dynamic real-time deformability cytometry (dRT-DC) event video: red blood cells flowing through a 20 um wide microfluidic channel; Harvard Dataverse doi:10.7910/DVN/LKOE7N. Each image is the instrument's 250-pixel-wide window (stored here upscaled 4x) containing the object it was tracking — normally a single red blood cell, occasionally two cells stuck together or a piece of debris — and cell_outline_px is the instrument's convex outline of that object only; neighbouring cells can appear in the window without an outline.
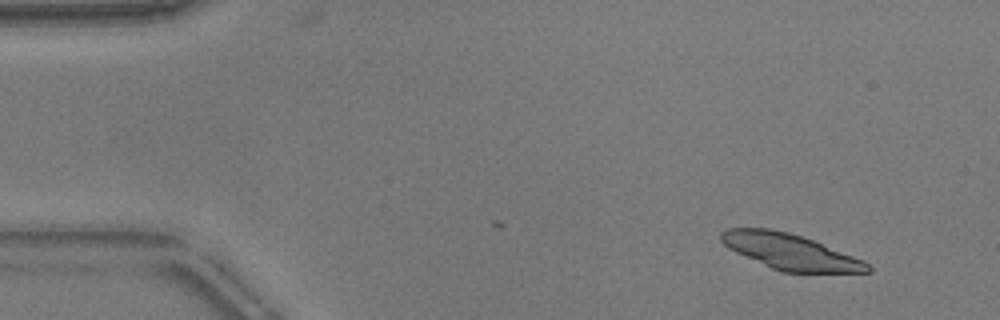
{"species": "common noctule bat (a hibernating species)", "species_latin": "Nyctalus noctula", "temperature_condition": "warm", "stored_images_in_passage": 44, "segment_of_instrument_passage": [1, 2], "camera_frame_rate_fps": 3000, "um_per_image_px": 0.085, "animal": {"sex": "male", "body_mass_g": 17.9}, "frame": {"image": 1, "passage_image": 1, "time_ms": 0.0, "image_size_px": [1000, 320], "cell_outline_px": [[872, 272], [780, 272], [736, 252], [728, 248], [720, 240], [720, 232], [724, 228], [768, 228], [788, 232], [812, 240], [864, 260], [872, 268]], "centroid_in_image_um": [67.13, 21.39], "position_along_channel_um": 17.9, "area_um2": 30.17}}